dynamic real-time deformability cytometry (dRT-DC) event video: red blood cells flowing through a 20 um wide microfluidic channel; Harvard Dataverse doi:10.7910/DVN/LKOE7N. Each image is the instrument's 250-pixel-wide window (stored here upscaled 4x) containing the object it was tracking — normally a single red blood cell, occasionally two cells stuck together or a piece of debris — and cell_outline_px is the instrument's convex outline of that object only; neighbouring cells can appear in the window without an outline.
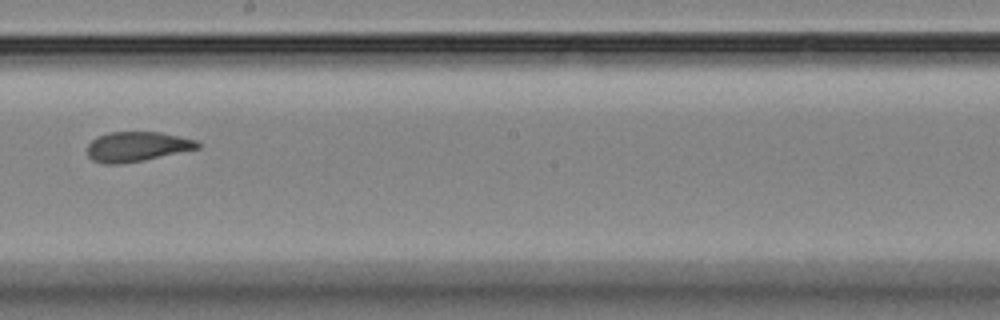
{"species": "Egyptian fruit bat (a non-hibernating species)", "species_latin": "Rousettus aegyptiacus", "temperature_condition": "room temperature", "stored_images_in_passage": 16, "camera_frame_rate_fps": 3000, "um_per_image_px": 0.085, "animal": {"sex": "female"}, "frame": {"image": 1, "passage_image": 10, "time_ms": 10.333, "image_size_px": [1000, 320], "cell_outline_px": [[200, 148], [144, 160], [120, 164], [104, 164], [92, 160], [88, 156], [88, 144], [96, 136], [108, 132], [160, 132], [180, 136], [196, 140], [200, 144]], "centroid_in_image_um": [11.63, 12.46], "position_along_channel_um": 236.6, "area_um2": 19.25}}
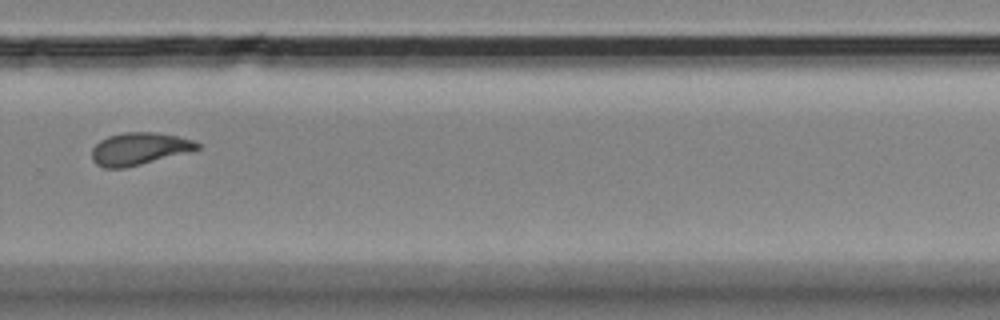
{"frame": {"image": 2, "passage_image": 12, "time_ms": 12.667, "image_size_px": [1000, 320], "cell_outline_px": [[200, 148], [188, 152], [124, 168], [104, 168], [96, 164], [92, 160], [92, 148], [100, 140], [108, 136], [124, 132], [156, 132], [176, 136], [192, 140], [200, 144]], "centroid_in_image_um": [11.79, 12.64], "position_along_channel_um": 318.0, "area_um2": 19.71}, "authors_computed_cell_mechanics": {"area_um2": 19.9699, "velocity_mm_per_s": 3.4908, "shape_relaxation_time_tau1_ms": null, "shape_relaxation_time_tau2_ms": 3.3649, "deformation_change_tau1": null, "deformation_change_tau2": 0.1017}}